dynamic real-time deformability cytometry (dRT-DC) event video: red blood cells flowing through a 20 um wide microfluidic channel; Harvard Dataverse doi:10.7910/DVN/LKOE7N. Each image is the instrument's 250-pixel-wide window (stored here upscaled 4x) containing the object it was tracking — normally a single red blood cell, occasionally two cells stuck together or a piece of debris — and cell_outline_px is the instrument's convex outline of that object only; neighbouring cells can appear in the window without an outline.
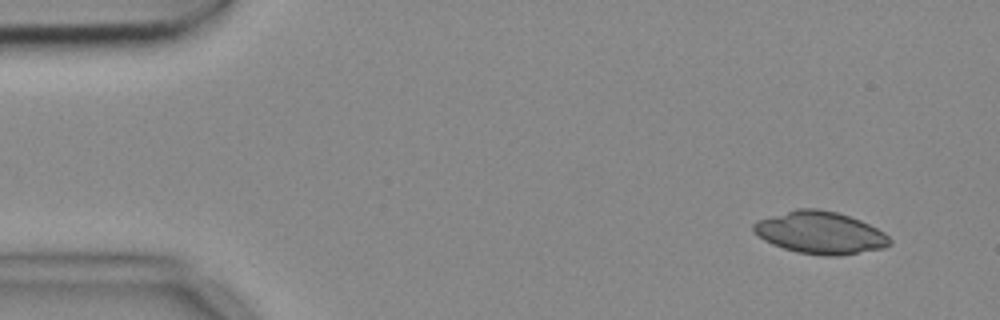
{"species": "common noctule bat (a hibernating species)", "species_latin": "Nyctalus noctula", "temperature_condition": "cold", "stored_images_in_passage": 4, "camera_frame_rate_fps": 3000, "um_per_image_px": 0.085, "animal": {"sex": "female", "body_mass_g": 18.4}, "frame": {"image": 1, "passage_image": 1, "time_ms": 0.0, "image_size_px": [1000, 320], "cell_outline_px": [[892, 244], [884, 248], [836, 256], [824, 256], [796, 252], [772, 244], [764, 240], [752, 228], [752, 224], [756, 220], [796, 208], [816, 208], [836, 212], [860, 220], [884, 232], [892, 240]], "centroid_in_image_um": [69.71, 19.78], "position_along_channel_um": 15.3, "area_um2": 33.52}}